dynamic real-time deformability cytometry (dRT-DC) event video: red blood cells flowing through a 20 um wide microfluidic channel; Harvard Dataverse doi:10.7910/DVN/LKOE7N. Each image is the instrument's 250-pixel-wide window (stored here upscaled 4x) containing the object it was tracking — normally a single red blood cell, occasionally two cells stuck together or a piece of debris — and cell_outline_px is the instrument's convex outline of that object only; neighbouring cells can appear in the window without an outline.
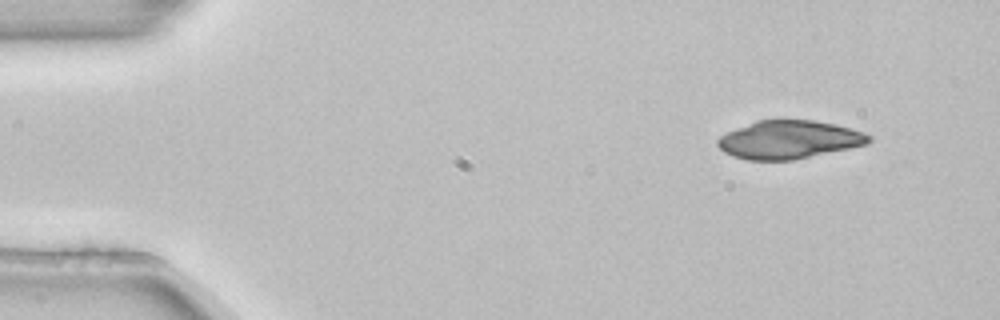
{"species": "common noctule bat (a hibernating species)", "species_latin": "Nyctalus noctula", "temperature_condition": "room temperature", "stored_images_in_passage": 3, "camera_frame_rate_fps": 3000, "um_per_image_px": 0.085, "animal": {"sex": "female", "body_mass_g": 22.7, "forearm_length_mm": 54.2}, "frame": {"image": 1, "passage_image": 1, "time_ms": 0.0, "image_size_px": [1000, 320], "cell_outline_px": [[872, 140], [868, 144], [792, 160], [748, 160], [732, 156], [724, 152], [716, 144], [716, 140], [720, 136], [736, 128], [756, 120], [816, 120], [836, 124], [852, 128], [864, 132], [872, 136]], "centroid_in_image_um": [67.07, 11.86], "position_along_channel_um": 17.9, "area_um2": 33.76}}
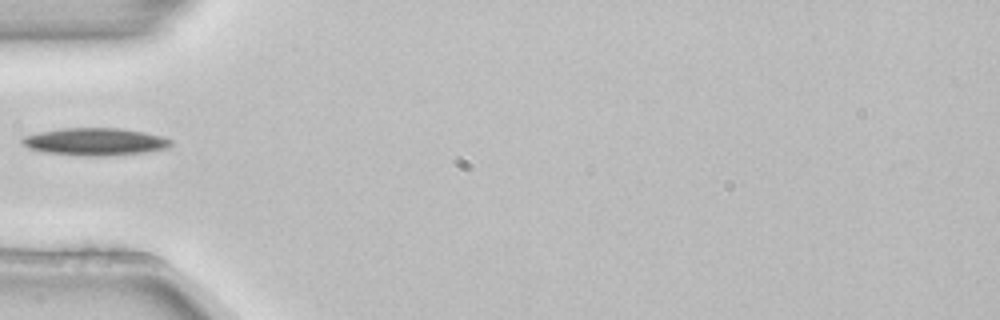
{"frame": {"image": 2, "passage_image": 3, "time_ms": 0.667, "image_size_px": [1000, 320], "cell_outline_px": [[172, 144], [168, 148], [144, 152], [104, 156], [84, 156], [44, 152], [28, 148], [20, 140], [24, 136], [40, 132], [60, 128], [120, 128], [144, 132], [160, 136], [172, 140]], "centroid_in_image_um": [8.07, 12.04], "position_along_channel_um": 76.9, "area_um2": 23.7}}